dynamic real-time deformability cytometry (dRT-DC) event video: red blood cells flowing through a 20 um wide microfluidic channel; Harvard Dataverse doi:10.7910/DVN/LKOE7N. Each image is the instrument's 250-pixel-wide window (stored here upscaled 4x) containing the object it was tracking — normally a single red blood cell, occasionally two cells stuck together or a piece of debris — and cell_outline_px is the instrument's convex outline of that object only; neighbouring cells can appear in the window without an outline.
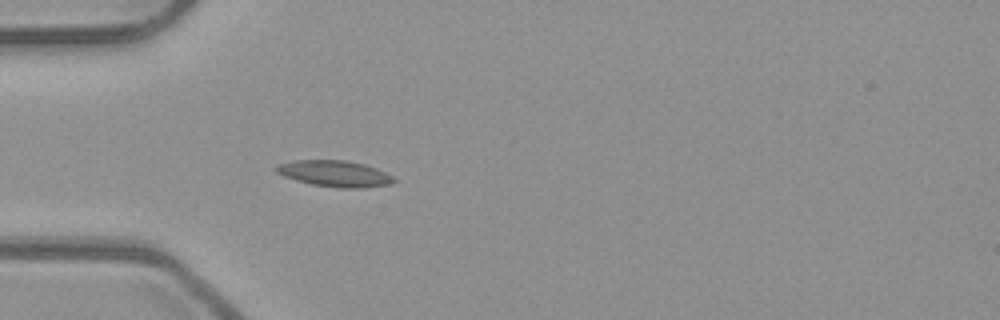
{"species": "common noctule bat (a hibernating species)", "species_latin": "Nyctalus noctula", "temperature_condition": "room temperature", "stored_images_in_passage": 5, "camera_frame_rate_fps": 3000, "um_per_image_px": 0.085, "animal": {"sex": "male", "body_mass_g": 23.1, "forearm_length_mm": 52.7}, "frame": {"image": 1, "passage_image": 1, "time_ms": 0.0, "image_size_px": [1000, 320], "cell_outline_px": [[396, 180], [392, 184], [364, 188], [340, 188], [312, 184], [296, 180], [284, 176], [276, 172], [276, 168], [280, 164], [296, 160], [344, 160], [364, 164], [376, 168], [396, 176]], "centroid_in_image_um": [28.53, 14.76], "position_along_channel_um": 56.5, "area_um2": 17.98}}